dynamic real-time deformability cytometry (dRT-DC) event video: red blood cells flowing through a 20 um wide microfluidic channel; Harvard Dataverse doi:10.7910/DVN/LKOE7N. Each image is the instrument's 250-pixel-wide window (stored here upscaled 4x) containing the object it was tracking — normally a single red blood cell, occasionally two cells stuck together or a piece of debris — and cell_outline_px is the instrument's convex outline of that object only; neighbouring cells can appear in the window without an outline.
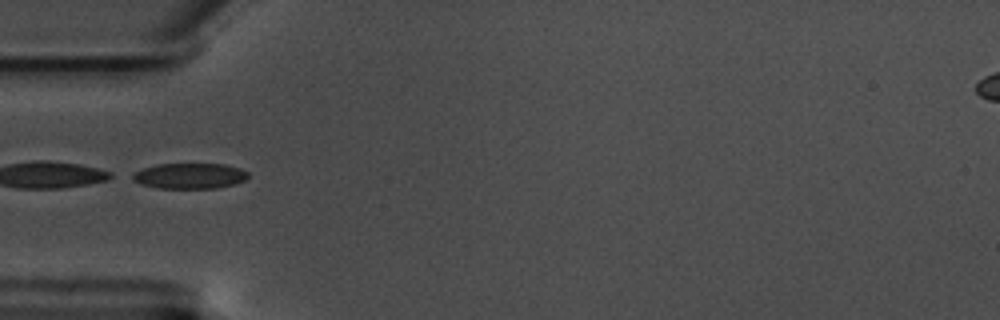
{"species": "common noctule bat (a hibernating species)", "species_latin": "Nyctalus noctula", "temperature_condition": "warm", "stored_images_in_passage": 39, "camera_frame_rate_fps": 3000, "um_per_image_px": 0.085, "animal": {"sex": "male", "body_mass_g": 17.5, "forearm_length_mm": 52.3}, "frame": {"image": 1, "passage_image": 1, "time_ms": 0.0, "image_size_px": [1000, 320], "cell_outline_px": [[248, 176], [244, 180], [236, 184], [216, 188], [160, 188], [140, 184], [124, 176], [132, 172], [156, 164], [224, 164], [240, 168], [248, 172]], "centroid_in_image_um": [16.04, 14.95], "position_along_channel_um": 69.0, "area_um2": 17.51}, "authors_computed_cell_mechanics": {"area_um2": 17.9758, "velocity_mm_per_s": 3.5281, "shape_relaxation_time_tau1_ms": 4.1841, "shape_relaxation_time_tau2_ms": 1.6479, "deformation_change_tau1": 0.1368, "deformation_change_tau2": 0.0768}}